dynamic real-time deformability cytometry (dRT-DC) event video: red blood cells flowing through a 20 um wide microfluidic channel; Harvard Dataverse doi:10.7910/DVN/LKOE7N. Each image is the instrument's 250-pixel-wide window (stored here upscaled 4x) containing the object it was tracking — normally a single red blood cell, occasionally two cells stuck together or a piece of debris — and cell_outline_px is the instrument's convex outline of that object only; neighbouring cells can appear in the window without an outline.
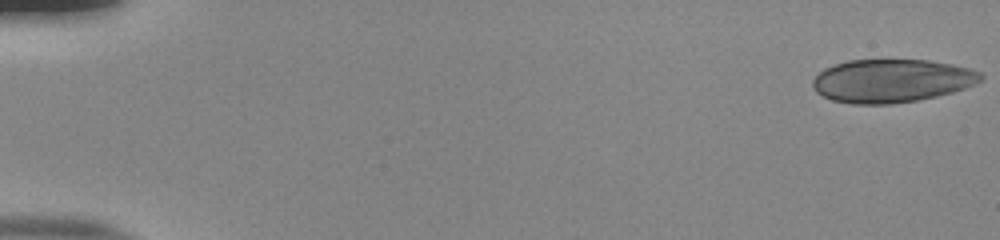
{"species": "human", "species_latin": "Homo sapiens", "temperature_condition": "room temperature", "stored_images_in_passage": 53, "camera_frame_rate_fps": 3000, "um_per_image_px": 0.085, "donor": {"sex": "male"}, "frame": {"image": 1, "passage_image": 1, "time_ms": 0.0, "image_size_px": [1000, 240], "cell_outline_px": [[984, 76], [980, 80], [964, 88], [952, 92], [936, 96], [916, 100], [888, 104], [852, 104], [832, 100], [816, 92], [812, 84], [812, 80], [824, 68], [848, 60], [928, 60], [968, 68], [980, 72]], "centroid_in_image_um": [75.75, 6.87], "position_along_channel_um": 9.3, "area_um2": 41.96}}
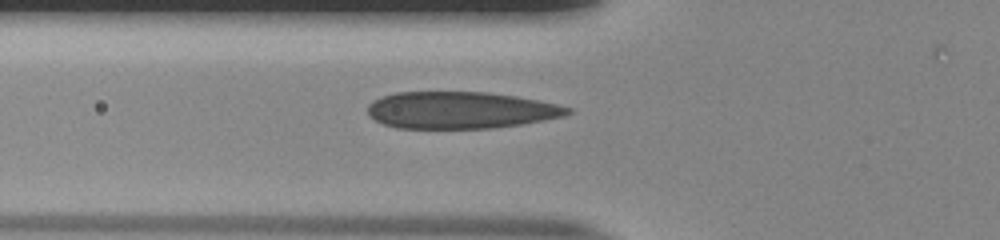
{"frame": {"image": 2, "passage_image": 20, "time_ms": 6.333, "image_size_px": [1000, 240], "cell_outline_px": [[572, 112], [564, 116], [544, 120], [520, 124], [492, 128], [396, 128], [384, 124], [368, 116], [368, 104], [384, 96], [396, 92], [488, 92], [516, 96], [556, 104], [572, 108]], "centroid_in_image_um": [39.14, 9.36], "position_along_channel_um": 86.7, "area_um2": 42.83}}
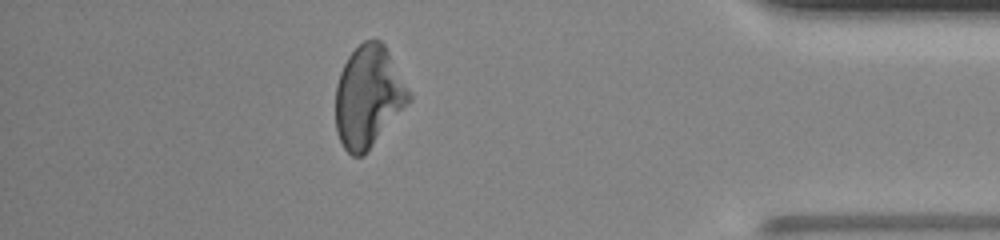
{"frame": {"image": 3, "passage_image": 47, "time_ms": 15.333, "image_size_px": [1000, 240], "cell_outline_px": [[412, 100], [372, 144], [360, 156], [352, 156], [344, 148], [340, 140], [336, 128], [336, 84], [340, 72], [348, 56], [364, 40], [380, 40], [384, 44], [412, 96]], "centroid_in_image_um": [31.3, 8.19], "position_along_channel_um": 403.9, "area_um2": 42.6}, "authors_computed_cell_mechanics": {"area_um2": 42.5986, "velocity_mm_per_s": 3.9036, "shape_relaxation_time_tau1_ms": 6.8403, "shape_relaxation_time_tau2_ms": 1.1465, "deformation_change_tau1": 0.1974, "deformation_change_tau2": 0.0877}}